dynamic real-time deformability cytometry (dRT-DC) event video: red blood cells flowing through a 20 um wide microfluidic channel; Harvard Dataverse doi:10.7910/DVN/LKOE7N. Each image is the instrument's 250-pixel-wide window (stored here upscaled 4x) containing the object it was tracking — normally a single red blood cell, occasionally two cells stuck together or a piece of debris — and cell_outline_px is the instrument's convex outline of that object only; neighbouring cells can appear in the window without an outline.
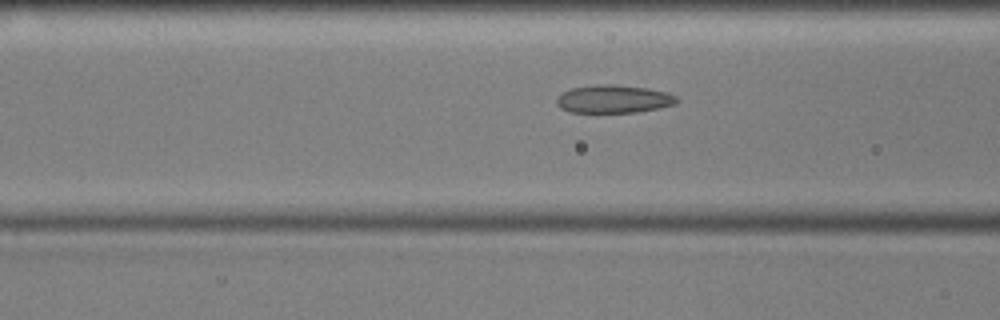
{"species": "common noctule bat (a hibernating species)", "species_latin": "Nyctalus noctula", "temperature_condition": "cold", "stored_images_in_passage": 55, "camera_frame_rate_fps": 3000, "um_per_image_px": 0.085, "animal": {"sex": "male", "body_mass_g": 17.9, "forearm_length_mm": 54.2}, "frame": {"image": 1, "passage_image": 20, "time_ms": 6.333, "image_size_px": [1000, 320], "cell_outline_px": [[680, 100], [676, 104], [660, 108], [636, 112], [568, 112], [560, 108], [556, 104], [556, 100], [564, 92], [572, 88], [596, 84], [612, 84], [648, 88], [668, 92], [676, 96]], "centroid_in_image_um": [52.2, 8.41], "position_along_channel_um": 114.4, "area_um2": 19.71}}
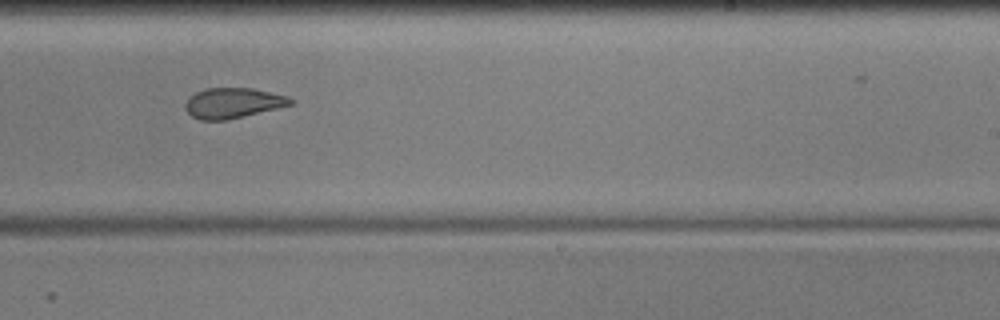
{"frame": {"image": 2, "passage_image": 33, "time_ms": 10.667, "image_size_px": [1000, 320], "cell_outline_px": [[296, 100], [292, 104], [276, 108], [224, 120], [200, 120], [192, 116], [184, 108], [184, 104], [196, 92], [208, 88], [252, 88], [288, 96]], "centroid_in_image_um": [19.8, 8.74], "position_along_channel_um": 269.2, "area_um2": 18.26}}
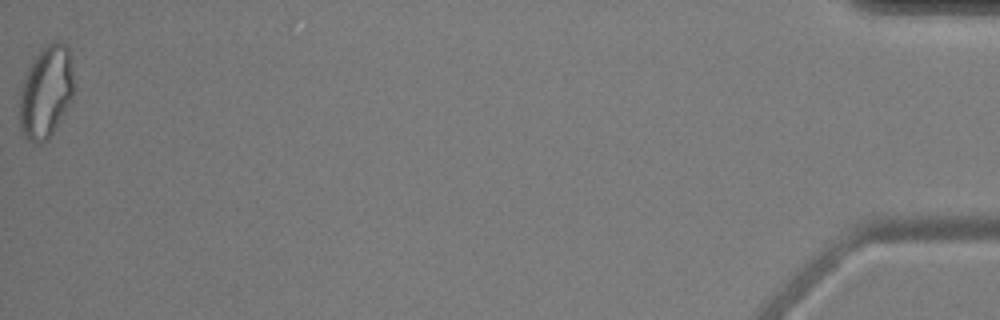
{"frame": {"image": 3, "passage_image": 55, "time_ms": 18.0, "image_size_px": [1000, 320], "cell_outline_px": [[72, 100], [48, 140], [40, 144], [32, 144], [24, 136], [20, 128], [20, 88], [24, 76], [32, 60], [40, 48], [44, 44], [52, 40], [60, 40], [68, 48], [72, 72]], "centroid_in_image_um": [3.88, 7.81], "position_along_channel_um": 431.3, "area_um2": 29.48}, "authors_computed_cell_mechanics": {"area_um2": 21.0392, "velocity_mm_per_s": 3.5675, "shape_relaxation_time_tau1_ms": null, "shape_relaxation_time_tau2_ms": 2.5957, "deformation_change_tau1": null, "deformation_change_tau2": 0.0796}}